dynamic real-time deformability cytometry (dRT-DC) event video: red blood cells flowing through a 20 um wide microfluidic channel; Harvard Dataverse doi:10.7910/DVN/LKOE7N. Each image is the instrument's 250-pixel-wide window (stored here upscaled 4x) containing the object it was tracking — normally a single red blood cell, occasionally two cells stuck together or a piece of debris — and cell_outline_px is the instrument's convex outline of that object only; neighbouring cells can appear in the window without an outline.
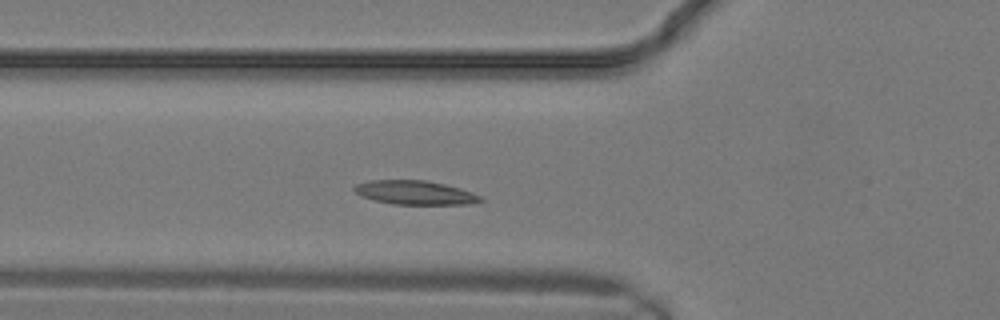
{"species": "common noctule bat (a hibernating species)", "species_latin": "Nyctalus noctula", "temperature_condition": "warm", "stored_images_in_passage": 5, "camera_frame_rate_fps": 3000, "um_per_image_px": 0.085, "animal": {"sex": "male", "body_mass_g": 19.2, "forearm_length_mm": 51.8}, "frame": {"image": 1, "passage_image": 3, "time_ms": 0.667, "image_size_px": [1000, 320], "cell_outline_px": [[484, 200], [468, 204], [392, 204], [376, 200], [364, 196], [356, 192], [352, 188], [356, 184], [368, 180], [424, 180], [444, 184], [460, 188], [472, 192], [480, 196]], "centroid_in_image_um": [35.28, 16.36], "position_along_channel_um": 90.5, "area_um2": 17.4}}
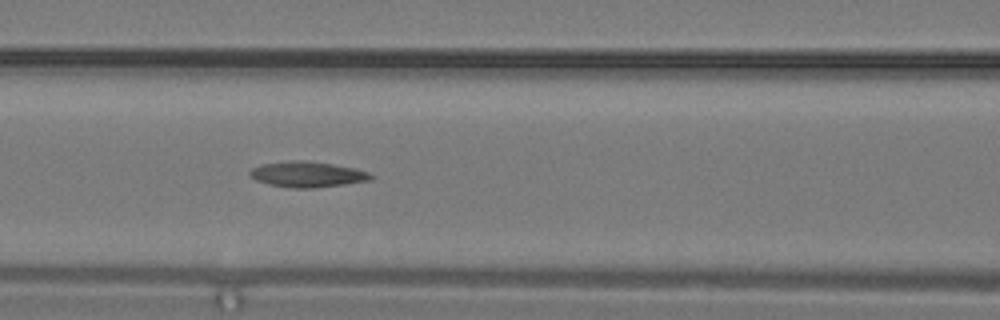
{"frame": {"image": 2, "passage_image": 5, "time_ms": 1.333, "image_size_px": [1000, 320], "cell_outline_px": [[372, 180], [344, 184], [312, 188], [296, 188], [272, 184], [256, 180], [248, 172], [252, 168], [260, 164], [288, 160], [312, 160], [356, 168], [368, 172], [372, 176]], "centroid_in_image_um": [26.14, 14.79], "position_along_channel_um": 140.5, "area_um2": 18.09}}